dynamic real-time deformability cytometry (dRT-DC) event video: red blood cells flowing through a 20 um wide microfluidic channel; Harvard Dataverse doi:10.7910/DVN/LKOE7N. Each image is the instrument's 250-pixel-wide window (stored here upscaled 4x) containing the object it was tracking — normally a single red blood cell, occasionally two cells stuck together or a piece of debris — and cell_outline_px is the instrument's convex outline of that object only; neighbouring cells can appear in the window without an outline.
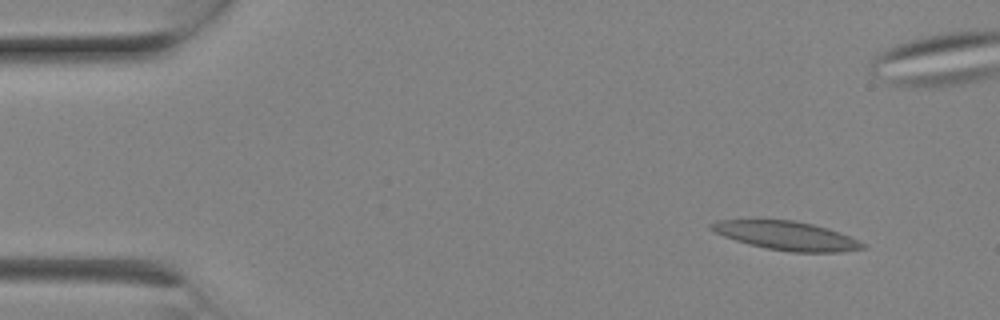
{"species": "Egyptian fruit bat (a non-hibernating species)", "species_latin": "Rousettus aegyptiacus", "temperature_condition": "room temperature", "stored_images_in_passage": 7, "camera_frame_rate_fps": 3000, "um_per_image_px": 0.085, "animal": {"sex": "female"}, "frame": {"image": 1, "passage_image": 2, "time_ms": 0.333, "image_size_px": [1000, 320], "cell_outline_px": [[868, 244], [864, 248], [844, 252], [792, 252], [764, 248], [748, 244], [724, 236], [708, 228], [708, 224], [716, 220], [792, 220], [812, 224], [828, 228], [840, 232]], "centroid_in_image_um": [66.88, 20.04], "position_along_channel_um": 18.1, "area_um2": 25.43}}